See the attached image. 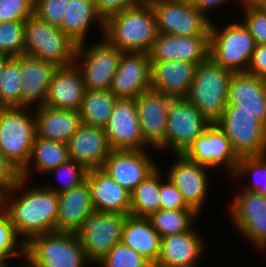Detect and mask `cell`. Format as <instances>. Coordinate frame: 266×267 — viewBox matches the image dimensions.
<instances>
[{"label":"cell","mask_w":266,"mask_h":267,"mask_svg":"<svg viewBox=\"0 0 266 267\" xmlns=\"http://www.w3.org/2000/svg\"><path fill=\"white\" fill-rule=\"evenodd\" d=\"M199 64L182 60L151 62V89L173 99L186 98Z\"/></svg>","instance_id":"cell-23"},{"label":"cell","mask_w":266,"mask_h":267,"mask_svg":"<svg viewBox=\"0 0 266 267\" xmlns=\"http://www.w3.org/2000/svg\"><path fill=\"white\" fill-rule=\"evenodd\" d=\"M256 43L247 27L231 23L217 28L211 22L209 58L233 73L247 72Z\"/></svg>","instance_id":"cell-7"},{"label":"cell","mask_w":266,"mask_h":267,"mask_svg":"<svg viewBox=\"0 0 266 267\" xmlns=\"http://www.w3.org/2000/svg\"><path fill=\"white\" fill-rule=\"evenodd\" d=\"M35 14V0H0V23L25 21Z\"/></svg>","instance_id":"cell-43"},{"label":"cell","mask_w":266,"mask_h":267,"mask_svg":"<svg viewBox=\"0 0 266 267\" xmlns=\"http://www.w3.org/2000/svg\"><path fill=\"white\" fill-rule=\"evenodd\" d=\"M173 155L177 160L170 167L167 176L180 191L187 205L200 214L209 186V167L188 159L184 154Z\"/></svg>","instance_id":"cell-20"},{"label":"cell","mask_w":266,"mask_h":267,"mask_svg":"<svg viewBox=\"0 0 266 267\" xmlns=\"http://www.w3.org/2000/svg\"><path fill=\"white\" fill-rule=\"evenodd\" d=\"M233 72L210 58L197 66L187 97L210 123H216L228 104L229 82Z\"/></svg>","instance_id":"cell-3"},{"label":"cell","mask_w":266,"mask_h":267,"mask_svg":"<svg viewBox=\"0 0 266 267\" xmlns=\"http://www.w3.org/2000/svg\"><path fill=\"white\" fill-rule=\"evenodd\" d=\"M28 107L0 108V152L21 172L36 137L35 113Z\"/></svg>","instance_id":"cell-4"},{"label":"cell","mask_w":266,"mask_h":267,"mask_svg":"<svg viewBox=\"0 0 266 267\" xmlns=\"http://www.w3.org/2000/svg\"><path fill=\"white\" fill-rule=\"evenodd\" d=\"M0 267H9L8 263H0Z\"/></svg>","instance_id":"cell-53"},{"label":"cell","mask_w":266,"mask_h":267,"mask_svg":"<svg viewBox=\"0 0 266 267\" xmlns=\"http://www.w3.org/2000/svg\"><path fill=\"white\" fill-rule=\"evenodd\" d=\"M95 21L100 24L104 35L105 19L97 11L94 1L70 0L59 28L78 45L86 42V33L90 29V24Z\"/></svg>","instance_id":"cell-31"},{"label":"cell","mask_w":266,"mask_h":267,"mask_svg":"<svg viewBox=\"0 0 266 267\" xmlns=\"http://www.w3.org/2000/svg\"><path fill=\"white\" fill-rule=\"evenodd\" d=\"M159 169L157 168L130 193V215L148 217L161 209Z\"/></svg>","instance_id":"cell-34"},{"label":"cell","mask_w":266,"mask_h":267,"mask_svg":"<svg viewBox=\"0 0 266 267\" xmlns=\"http://www.w3.org/2000/svg\"><path fill=\"white\" fill-rule=\"evenodd\" d=\"M202 235L191 228L184 233L161 238L160 255L154 267H198L205 250Z\"/></svg>","instance_id":"cell-26"},{"label":"cell","mask_w":266,"mask_h":267,"mask_svg":"<svg viewBox=\"0 0 266 267\" xmlns=\"http://www.w3.org/2000/svg\"><path fill=\"white\" fill-rule=\"evenodd\" d=\"M151 89V62L148 53L123 52L110 91L117 98L135 99Z\"/></svg>","instance_id":"cell-19"},{"label":"cell","mask_w":266,"mask_h":267,"mask_svg":"<svg viewBox=\"0 0 266 267\" xmlns=\"http://www.w3.org/2000/svg\"><path fill=\"white\" fill-rule=\"evenodd\" d=\"M247 72L266 80V44L255 46Z\"/></svg>","instance_id":"cell-48"},{"label":"cell","mask_w":266,"mask_h":267,"mask_svg":"<svg viewBox=\"0 0 266 267\" xmlns=\"http://www.w3.org/2000/svg\"><path fill=\"white\" fill-rule=\"evenodd\" d=\"M20 171L0 152V198L15 187Z\"/></svg>","instance_id":"cell-46"},{"label":"cell","mask_w":266,"mask_h":267,"mask_svg":"<svg viewBox=\"0 0 266 267\" xmlns=\"http://www.w3.org/2000/svg\"><path fill=\"white\" fill-rule=\"evenodd\" d=\"M121 242L155 266L160 255L161 237L148 217L127 215Z\"/></svg>","instance_id":"cell-30"},{"label":"cell","mask_w":266,"mask_h":267,"mask_svg":"<svg viewBox=\"0 0 266 267\" xmlns=\"http://www.w3.org/2000/svg\"><path fill=\"white\" fill-rule=\"evenodd\" d=\"M243 24L249 30L251 36L257 44H266V14L258 9L250 0L243 5Z\"/></svg>","instance_id":"cell-42"},{"label":"cell","mask_w":266,"mask_h":267,"mask_svg":"<svg viewBox=\"0 0 266 267\" xmlns=\"http://www.w3.org/2000/svg\"><path fill=\"white\" fill-rule=\"evenodd\" d=\"M20 64L21 71V107L44 106L51 78L57 66L48 61L19 55L14 57Z\"/></svg>","instance_id":"cell-25"},{"label":"cell","mask_w":266,"mask_h":267,"mask_svg":"<svg viewBox=\"0 0 266 267\" xmlns=\"http://www.w3.org/2000/svg\"><path fill=\"white\" fill-rule=\"evenodd\" d=\"M97 11L106 19L109 15L143 5L147 0H93Z\"/></svg>","instance_id":"cell-47"},{"label":"cell","mask_w":266,"mask_h":267,"mask_svg":"<svg viewBox=\"0 0 266 267\" xmlns=\"http://www.w3.org/2000/svg\"><path fill=\"white\" fill-rule=\"evenodd\" d=\"M239 157L266 154V126L253 114L227 105L216 122Z\"/></svg>","instance_id":"cell-11"},{"label":"cell","mask_w":266,"mask_h":267,"mask_svg":"<svg viewBox=\"0 0 266 267\" xmlns=\"http://www.w3.org/2000/svg\"><path fill=\"white\" fill-rule=\"evenodd\" d=\"M70 159L82 164L87 170L103 168L112 150L105 128L82 123L67 142Z\"/></svg>","instance_id":"cell-22"},{"label":"cell","mask_w":266,"mask_h":267,"mask_svg":"<svg viewBox=\"0 0 266 267\" xmlns=\"http://www.w3.org/2000/svg\"><path fill=\"white\" fill-rule=\"evenodd\" d=\"M158 33L175 36L210 34L211 18L201 13L190 0L150 1Z\"/></svg>","instance_id":"cell-10"},{"label":"cell","mask_w":266,"mask_h":267,"mask_svg":"<svg viewBox=\"0 0 266 267\" xmlns=\"http://www.w3.org/2000/svg\"><path fill=\"white\" fill-rule=\"evenodd\" d=\"M25 21L0 23V53L10 57L24 55Z\"/></svg>","instance_id":"cell-39"},{"label":"cell","mask_w":266,"mask_h":267,"mask_svg":"<svg viewBox=\"0 0 266 267\" xmlns=\"http://www.w3.org/2000/svg\"><path fill=\"white\" fill-rule=\"evenodd\" d=\"M21 71L19 62L12 57L4 68L1 88L0 107H21Z\"/></svg>","instance_id":"cell-37"},{"label":"cell","mask_w":266,"mask_h":267,"mask_svg":"<svg viewBox=\"0 0 266 267\" xmlns=\"http://www.w3.org/2000/svg\"><path fill=\"white\" fill-rule=\"evenodd\" d=\"M163 175L160 172V200H161V209L167 210H194L189 207L184 201L182 194L174 185V183L168 178L167 182L161 179ZM162 181V182H161Z\"/></svg>","instance_id":"cell-45"},{"label":"cell","mask_w":266,"mask_h":267,"mask_svg":"<svg viewBox=\"0 0 266 267\" xmlns=\"http://www.w3.org/2000/svg\"><path fill=\"white\" fill-rule=\"evenodd\" d=\"M96 212H117L129 215L131 195L102 168L90 169L86 179Z\"/></svg>","instance_id":"cell-27"},{"label":"cell","mask_w":266,"mask_h":267,"mask_svg":"<svg viewBox=\"0 0 266 267\" xmlns=\"http://www.w3.org/2000/svg\"><path fill=\"white\" fill-rule=\"evenodd\" d=\"M199 214L195 210H167L159 209L151 213L148 218L162 238L167 235L189 231Z\"/></svg>","instance_id":"cell-35"},{"label":"cell","mask_w":266,"mask_h":267,"mask_svg":"<svg viewBox=\"0 0 266 267\" xmlns=\"http://www.w3.org/2000/svg\"><path fill=\"white\" fill-rule=\"evenodd\" d=\"M12 223L9 213L0 206V263H8V258H21L25 256L23 238L20 240Z\"/></svg>","instance_id":"cell-36"},{"label":"cell","mask_w":266,"mask_h":267,"mask_svg":"<svg viewBox=\"0 0 266 267\" xmlns=\"http://www.w3.org/2000/svg\"><path fill=\"white\" fill-rule=\"evenodd\" d=\"M188 159L215 168L222 164L231 174L235 173L240 157L217 123H211L183 153Z\"/></svg>","instance_id":"cell-14"},{"label":"cell","mask_w":266,"mask_h":267,"mask_svg":"<svg viewBox=\"0 0 266 267\" xmlns=\"http://www.w3.org/2000/svg\"><path fill=\"white\" fill-rule=\"evenodd\" d=\"M210 34L175 36L158 33L148 51L150 62L182 60L203 63L209 59Z\"/></svg>","instance_id":"cell-18"},{"label":"cell","mask_w":266,"mask_h":267,"mask_svg":"<svg viewBox=\"0 0 266 267\" xmlns=\"http://www.w3.org/2000/svg\"><path fill=\"white\" fill-rule=\"evenodd\" d=\"M158 34L150 2L109 15L104 38L122 52L148 53Z\"/></svg>","instance_id":"cell-2"},{"label":"cell","mask_w":266,"mask_h":267,"mask_svg":"<svg viewBox=\"0 0 266 267\" xmlns=\"http://www.w3.org/2000/svg\"><path fill=\"white\" fill-rule=\"evenodd\" d=\"M69 160L70 155L67 144L36 136L29 162L20 172V178L28 181L27 178L30 177L29 173L32 165L39 173L48 174L49 171Z\"/></svg>","instance_id":"cell-32"},{"label":"cell","mask_w":266,"mask_h":267,"mask_svg":"<svg viewBox=\"0 0 266 267\" xmlns=\"http://www.w3.org/2000/svg\"><path fill=\"white\" fill-rule=\"evenodd\" d=\"M191 3L206 17L208 11L214 9L216 6L222 5L224 3H227L229 0H190ZM242 4H244L247 0H240Z\"/></svg>","instance_id":"cell-49"},{"label":"cell","mask_w":266,"mask_h":267,"mask_svg":"<svg viewBox=\"0 0 266 267\" xmlns=\"http://www.w3.org/2000/svg\"><path fill=\"white\" fill-rule=\"evenodd\" d=\"M240 192L230 203L231 222L247 241L261 250L266 249V195Z\"/></svg>","instance_id":"cell-13"},{"label":"cell","mask_w":266,"mask_h":267,"mask_svg":"<svg viewBox=\"0 0 266 267\" xmlns=\"http://www.w3.org/2000/svg\"><path fill=\"white\" fill-rule=\"evenodd\" d=\"M127 215L117 212H96L87 215L75 233L90 263H97L111 248L121 243Z\"/></svg>","instance_id":"cell-8"},{"label":"cell","mask_w":266,"mask_h":267,"mask_svg":"<svg viewBox=\"0 0 266 267\" xmlns=\"http://www.w3.org/2000/svg\"><path fill=\"white\" fill-rule=\"evenodd\" d=\"M86 92L78 65L57 66L51 78L44 105L65 110H79Z\"/></svg>","instance_id":"cell-24"},{"label":"cell","mask_w":266,"mask_h":267,"mask_svg":"<svg viewBox=\"0 0 266 267\" xmlns=\"http://www.w3.org/2000/svg\"><path fill=\"white\" fill-rule=\"evenodd\" d=\"M246 174L253 177V182L249 187H245V190L266 195V154L240 157L232 177L241 178Z\"/></svg>","instance_id":"cell-38"},{"label":"cell","mask_w":266,"mask_h":267,"mask_svg":"<svg viewBox=\"0 0 266 267\" xmlns=\"http://www.w3.org/2000/svg\"><path fill=\"white\" fill-rule=\"evenodd\" d=\"M102 40L90 45L89 48L85 47V42L76 46L74 63L78 64L82 61L81 67L78 66V68L86 90H110L118 69L123 52L111 45L104 37Z\"/></svg>","instance_id":"cell-9"},{"label":"cell","mask_w":266,"mask_h":267,"mask_svg":"<svg viewBox=\"0 0 266 267\" xmlns=\"http://www.w3.org/2000/svg\"><path fill=\"white\" fill-rule=\"evenodd\" d=\"M172 99L153 89L135 98L142 137L148 148L150 146L160 151L165 149L167 114Z\"/></svg>","instance_id":"cell-15"},{"label":"cell","mask_w":266,"mask_h":267,"mask_svg":"<svg viewBox=\"0 0 266 267\" xmlns=\"http://www.w3.org/2000/svg\"><path fill=\"white\" fill-rule=\"evenodd\" d=\"M111 149L145 150L135 99L118 98L105 127ZM146 147V148H145Z\"/></svg>","instance_id":"cell-16"},{"label":"cell","mask_w":266,"mask_h":267,"mask_svg":"<svg viewBox=\"0 0 266 267\" xmlns=\"http://www.w3.org/2000/svg\"><path fill=\"white\" fill-rule=\"evenodd\" d=\"M100 267H153L134 249L122 242L114 245L111 250L97 263Z\"/></svg>","instance_id":"cell-40"},{"label":"cell","mask_w":266,"mask_h":267,"mask_svg":"<svg viewBox=\"0 0 266 267\" xmlns=\"http://www.w3.org/2000/svg\"><path fill=\"white\" fill-rule=\"evenodd\" d=\"M87 172L88 170L82 164L70 159L68 162L62 163L58 167L48 172L49 174L57 173L59 180L61 177L63 180L66 178L64 181H61L62 179L60 180V183H63L61 184L62 186H43L57 194H61L83 183L86 179Z\"/></svg>","instance_id":"cell-41"},{"label":"cell","mask_w":266,"mask_h":267,"mask_svg":"<svg viewBox=\"0 0 266 267\" xmlns=\"http://www.w3.org/2000/svg\"><path fill=\"white\" fill-rule=\"evenodd\" d=\"M25 257L38 267H84L87 259L80 240L72 232H50L30 238Z\"/></svg>","instance_id":"cell-5"},{"label":"cell","mask_w":266,"mask_h":267,"mask_svg":"<svg viewBox=\"0 0 266 267\" xmlns=\"http://www.w3.org/2000/svg\"><path fill=\"white\" fill-rule=\"evenodd\" d=\"M94 211L90 188L85 180L69 191L59 194L56 231L76 233L83 219Z\"/></svg>","instance_id":"cell-29"},{"label":"cell","mask_w":266,"mask_h":267,"mask_svg":"<svg viewBox=\"0 0 266 267\" xmlns=\"http://www.w3.org/2000/svg\"><path fill=\"white\" fill-rule=\"evenodd\" d=\"M258 9L266 14V0H250Z\"/></svg>","instance_id":"cell-51"},{"label":"cell","mask_w":266,"mask_h":267,"mask_svg":"<svg viewBox=\"0 0 266 267\" xmlns=\"http://www.w3.org/2000/svg\"><path fill=\"white\" fill-rule=\"evenodd\" d=\"M23 260L27 261V263L25 266L22 265V267H38V266L34 265L31 261H29L25 256H24Z\"/></svg>","instance_id":"cell-52"},{"label":"cell","mask_w":266,"mask_h":267,"mask_svg":"<svg viewBox=\"0 0 266 267\" xmlns=\"http://www.w3.org/2000/svg\"><path fill=\"white\" fill-rule=\"evenodd\" d=\"M210 124L185 98L172 99L167 114L165 149L173 150V154H183Z\"/></svg>","instance_id":"cell-12"},{"label":"cell","mask_w":266,"mask_h":267,"mask_svg":"<svg viewBox=\"0 0 266 267\" xmlns=\"http://www.w3.org/2000/svg\"><path fill=\"white\" fill-rule=\"evenodd\" d=\"M158 166L147 150L112 149L102 169L131 193Z\"/></svg>","instance_id":"cell-17"},{"label":"cell","mask_w":266,"mask_h":267,"mask_svg":"<svg viewBox=\"0 0 266 267\" xmlns=\"http://www.w3.org/2000/svg\"><path fill=\"white\" fill-rule=\"evenodd\" d=\"M227 105L236 106V112L253 114L266 126V80L248 72L233 73Z\"/></svg>","instance_id":"cell-21"},{"label":"cell","mask_w":266,"mask_h":267,"mask_svg":"<svg viewBox=\"0 0 266 267\" xmlns=\"http://www.w3.org/2000/svg\"><path fill=\"white\" fill-rule=\"evenodd\" d=\"M11 58H12V57L0 53V88H1L2 78H3L4 68H5V66H6V63H7Z\"/></svg>","instance_id":"cell-50"},{"label":"cell","mask_w":266,"mask_h":267,"mask_svg":"<svg viewBox=\"0 0 266 267\" xmlns=\"http://www.w3.org/2000/svg\"><path fill=\"white\" fill-rule=\"evenodd\" d=\"M36 110V136L44 139L67 144L82 124L77 110L55 109L45 105Z\"/></svg>","instance_id":"cell-28"},{"label":"cell","mask_w":266,"mask_h":267,"mask_svg":"<svg viewBox=\"0 0 266 267\" xmlns=\"http://www.w3.org/2000/svg\"><path fill=\"white\" fill-rule=\"evenodd\" d=\"M77 44L58 26L33 14L25 20L24 54L56 66L74 63Z\"/></svg>","instance_id":"cell-6"},{"label":"cell","mask_w":266,"mask_h":267,"mask_svg":"<svg viewBox=\"0 0 266 267\" xmlns=\"http://www.w3.org/2000/svg\"><path fill=\"white\" fill-rule=\"evenodd\" d=\"M26 181L20 178L15 187L1 198V205L9 213L19 239L24 237L25 243L33 236L56 231L59 204V194L44 186H30L21 191ZM17 190L21 195L14 197Z\"/></svg>","instance_id":"cell-1"},{"label":"cell","mask_w":266,"mask_h":267,"mask_svg":"<svg viewBox=\"0 0 266 267\" xmlns=\"http://www.w3.org/2000/svg\"><path fill=\"white\" fill-rule=\"evenodd\" d=\"M117 99L110 90H86L78 110L82 123L105 128Z\"/></svg>","instance_id":"cell-33"},{"label":"cell","mask_w":266,"mask_h":267,"mask_svg":"<svg viewBox=\"0 0 266 267\" xmlns=\"http://www.w3.org/2000/svg\"><path fill=\"white\" fill-rule=\"evenodd\" d=\"M70 0H36L35 15L51 25L60 27Z\"/></svg>","instance_id":"cell-44"}]
</instances>
